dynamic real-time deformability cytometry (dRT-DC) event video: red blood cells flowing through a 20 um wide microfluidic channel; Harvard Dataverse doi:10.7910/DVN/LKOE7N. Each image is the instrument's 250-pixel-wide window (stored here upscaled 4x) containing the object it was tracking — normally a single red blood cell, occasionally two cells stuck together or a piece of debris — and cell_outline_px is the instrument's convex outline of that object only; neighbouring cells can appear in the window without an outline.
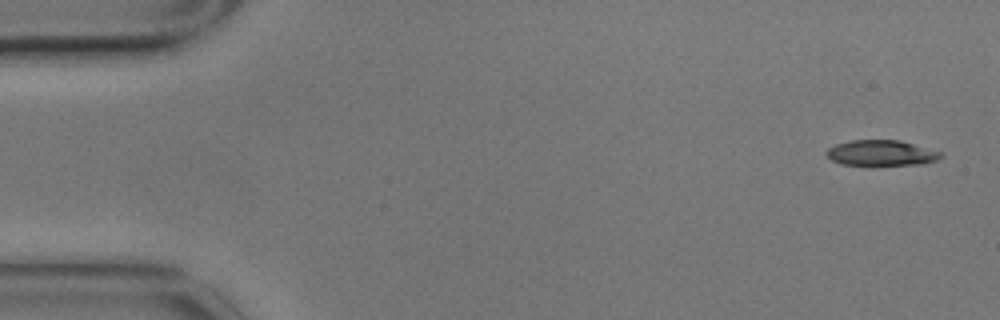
{"species": "common noctule bat (a hibernating species)", "species_latin": "Nyctalus noctula", "temperature_condition": "cold", "stored_images_in_passage": 6, "segment_of_instrument_passage": [1, 2], "camera_frame_rate_fps": 3000, "um_per_image_px": 0.085, "animal": {"sex": "male", "body_mass_g": 17.9}, "frame": {"image": 1, "passage_image": 1, "time_ms": 0.0, "image_size_px": [1000, 320], "cell_outline_px": [[944, 156], [936, 160], [924, 164], [872, 168], [868, 168], [840, 164], [832, 160], [824, 152], [828, 148], [836, 144], [852, 140], [900, 140], [944, 152]], "centroid_in_image_um": [74.93, 13.06], "position_along_channel_um": 10.1, "area_um2": 18.21}}